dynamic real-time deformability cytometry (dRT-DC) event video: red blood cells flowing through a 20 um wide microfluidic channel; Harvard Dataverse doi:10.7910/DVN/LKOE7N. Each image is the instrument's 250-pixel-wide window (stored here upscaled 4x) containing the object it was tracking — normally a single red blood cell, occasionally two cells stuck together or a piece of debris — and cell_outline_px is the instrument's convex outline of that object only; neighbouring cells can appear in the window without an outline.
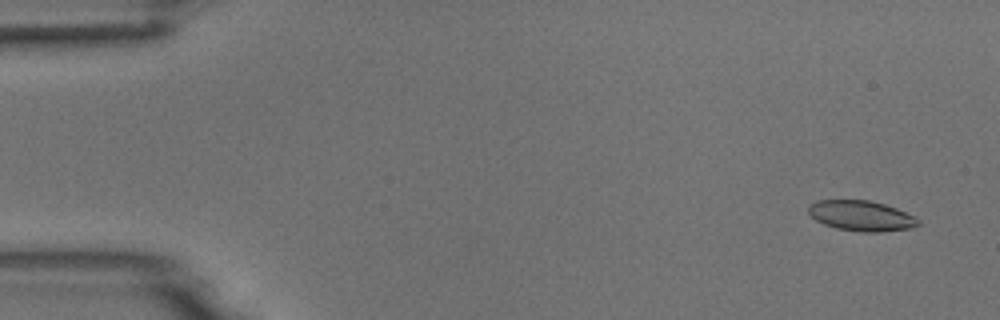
{"species": "common noctule bat (a hibernating species)", "species_latin": "Nyctalus noctula", "temperature_condition": "room temperature", "stored_images_in_passage": 15, "camera_frame_rate_fps": 3000, "um_per_image_px": 0.085, "animal": {"sex": "male", "body_mass_g": 18.8}, "frame": {"image": 1, "passage_image": 4, "time_ms": 1.0, "image_size_px": [1000, 320], "cell_outline_px": [[908, 224], [900, 228], [844, 228], [820, 220], [832, 200], [860, 200], [880, 204], [892, 208], [908, 216]], "centroid_in_image_um": [73.37, 18.29], "position_along_channel_um": 11.6, "area_um2": 13.93}}